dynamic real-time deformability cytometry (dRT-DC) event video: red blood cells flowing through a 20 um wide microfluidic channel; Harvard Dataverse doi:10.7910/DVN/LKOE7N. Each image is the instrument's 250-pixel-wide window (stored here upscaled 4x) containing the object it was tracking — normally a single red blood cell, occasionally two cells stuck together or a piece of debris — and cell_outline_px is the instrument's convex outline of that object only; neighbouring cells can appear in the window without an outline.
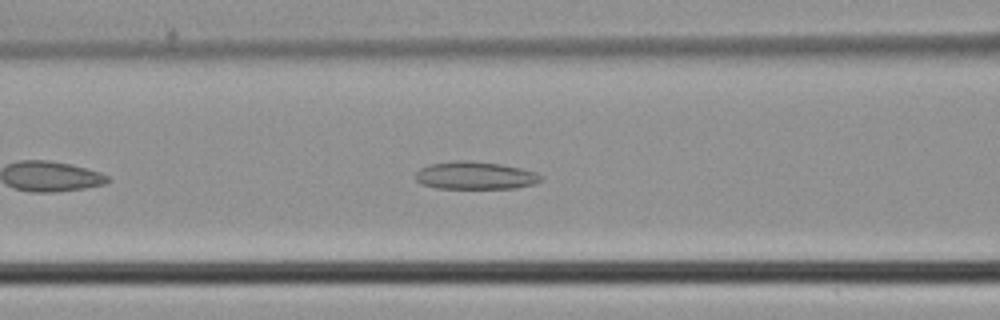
{"species": "common noctule bat (a hibernating species)", "species_latin": "Nyctalus noctula", "temperature_condition": "cold", "stored_images_in_passage": 35, "camera_frame_rate_fps": 3000, "um_per_image_px": 0.085, "animal": {"sex": "male", "body_mass_g": 21.5, "forearm_length_mm": 52.0}, "frame": {"image": 1, "passage_image": 8, "time_ms": 2.333, "image_size_px": [1000, 320], "cell_outline_px": [[544, 180], [536, 184], [516, 188], [436, 188], [420, 184], [416, 180], [416, 172], [420, 168], [428, 164], [456, 160], [468, 160], [500, 164], [520, 168], [536, 172], [544, 176]], "centroid_in_image_um": [40.41, 14.92], "position_along_channel_um": 126.2, "area_um2": 20.52}}
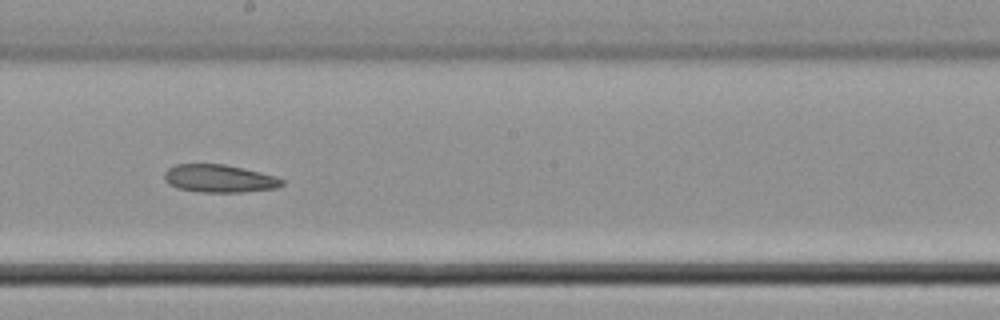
{"frame": {"image": 2, "passage_image": 15, "time_ms": 4.667, "image_size_px": [1000, 320], "cell_outline_px": [[284, 184], [276, 188], [240, 192], [200, 192], [176, 188], [168, 184], [164, 180], [164, 172], [168, 168], [176, 164], [224, 164], [260, 172], [276, 176], [284, 180]], "centroid_in_image_um": [18.61, 15.17], "position_along_channel_um": 229.6, "area_um2": 19.13}}
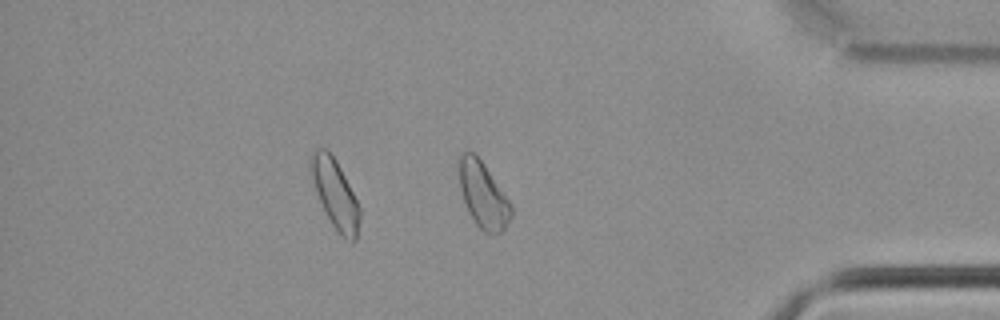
{"frame": {"image": 3, "passage_image": 28, "time_ms": 9.0, "image_size_px": [1000, 320], "cell_outline_px": [[512, 216], [504, 228], [500, 232], [484, 232], [476, 224], [468, 212], [460, 188], [460, 156], [464, 152], [472, 152], [484, 164], [508, 200], [512, 208]], "centroid_in_image_um": [41.07, 16.6], "position_along_channel_um": 394.1, "area_um2": 19.25}}